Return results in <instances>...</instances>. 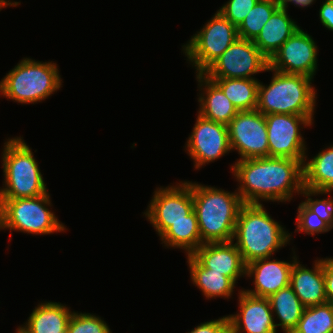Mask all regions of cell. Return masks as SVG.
Here are the masks:
<instances>
[{"label":"cell","instance_id":"obj_1","mask_svg":"<svg viewBox=\"0 0 333 333\" xmlns=\"http://www.w3.org/2000/svg\"><path fill=\"white\" fill-rule=\"evenodd\" d=\"M303 163L267 156L238 160L231 171L240 184L237 192L244 203L287 202L294 197L293 193L299 195L304 189Z\"/></svg>","mask_w":333,"mask_h":333},{"label":"cell","instance_id":"obj_2","mask_svg":"<svg viewBox=\"0 0 333 333\" xmlns=\"http://www.w3.org/2000/svg\"><path fill=\"white\" fill-rule=\"evenodd\" d=\"M186 182L192 189L202 244L231 242L240 208L244 204L237 190L230 193L221 188Z\"/></svg>","mask_w":333,"mask_h":333},{"label":"cell","instance_id":"obj_3","mask_svg":"<svg viewBox=\"0 0 333 333\" xmlns=\"http://www.w3.org/2000/svg\"><path fill=\"white\" fill-rule=\"evenodd\" d=\"M290 233L272 219L263 204L244 203L240 208L233 240L245 264L273 256L286 246Z\"/></svg>","mask_w":333,"mask_h":333},{"label":"cell","instance_id":"obj_4","mask_svg":"<svg viewBox=\"0 0 333 333\" xmlns=\"http://www.w3.org/2000/svg\"><path fill=\"white\" fill-rule=\"evenodd\" d=\"M273 72L269 85L259 82L257 110L264 115L293 114L314 116L317 92L313 78L302 74H285L268 67Z\"/></svg>","mask_w":333,"mask_h":333},{"label":"cell","instance_id":"obj_5","mask_svg":"<svg viewBox=\"0 0 333 333\" xmlns=\"http://www.w3.org/2000/svg\"><path fill=\"white\" fill-rule=\"evenodd\" d=\"M58 69L54 62L23 58L1 79L0 96L21 104L41 102L62 87Z\"/></svg>","mask_w":333,"mask_h":333},{"label":"cell","instance_id":"obj_6","mask_svg":"<svg viewBox=\"0 0 333 333\" xmlns=\"http://www.w3.org/2000/svg\"><path fill=\"white\" fill-rule=\"evenodd\" d=\"M23 137L7 139L2 153L4 186L0 199L33 198L48 193L33 152Z\"/></svg>","mask_w":333,"mask_h":333},{"label":"cell","instance_id":"obj_7","mask_svg":"<svg viewBox=\"0 0 333 333\" xmlns=\"http://www.w3.org/2000/svg\"><path fill=\"white\" fill-rule=\"evenodd\" d=\"M48 206H52L49 193L33 198L0 199V229L33 235L65 232L66 226Z\"/></svg>","mask_w":333,"mask_h":333},{"label":"cell","instance_id":"obj_8","mask_svg":"<svg viewBox=\"0 0 333 333\" xmlns=\"http://www.w3.org/2000/svg\"><path fill=\"white\" fill-rule=\"evenodd\" d=\"M238 38L237 27L218 10L182 48L196 73L203 74Z\"/></svg>","mask_w":333,"mask_h":333},{"label":"cell","instance_id":"obj_9","mask_svg":"<svg viewBox=\"0 0 333 333\" xmlns=\"http://www.w3.org/2000/svg\"><path fill=\"white\" fill-rule=\"evenodd\" d=\"M265 120L270 157L308 159L300 130L313 124V116L269 114L265 115Z\"/></svg>","mask_w":333,"mask_h":333},{"label":"cell","instance_id":"obj_10","mask_svg":"<svg viewBox=\"0 0 333 333\" xmlns=\"http://www.w3.org/2000/svg\"><path fill=\"white\" fill-rule=\"evenodd\" d=\"M178 184L156 188L144 212L159 236L173 223L190 220V213L194 211L191 186L186 181Z\"/></svg>","mask_w":333,"mask_h":333},{"label":"cell","instance_id":"obj_11","mask_svg":"<svg viewBox=\"0 0 333 333\" xmlns=\"http://www.w3.org/2000/svg\"><path fill=\"white\" fill-rule=\"evenodd\" d=\"M268 67L269 60L252 40L238 38L203 74L208 78L256 79L254 74Z\"/></svg>","mask_w":333,"mask_h":333},{"label":"cell","instance_id":"obj_12","mask_svg":"<svg viewBox=\"0 0 333 333\" xmlns=\"http://www.w3.org/2000/svg\"><path fill=\"white\" fill-rule=\"evenodd\" d=\"M227 127L231 151H238L239 160L269 156L267 125L260 111H238Z\"/></svg>","mask_w":333,"mask_h":333},{"label":"cell","instance_id":"obj_13","mask_svg":"<svg viewBox=\"0 0 333 333\" xmlns=\"http://www.w3.org/2000/svg\"><path fill=\"white\" fill-rule=\"evenodd\" d=\"M185 149L190 159L194 160V168L198 170L206 163L221 158L231 151L227 125L198 114Z\"/></svg>","mask_w":333,"mask_h":333},{"label":"cell","instance_id":"obj_14","mask_svg":"<svg viewBox=\"0 0 333 333\" xmlns=\"http://www.w3.org/2000/svg\"><path fill=\"white\" fill-rule=\"evenodd\" d=\"M317 49L313 37L299 28L269 59V68L285 74H302L314 78Z\"/></svg>","mask_w":333,"mask_h":333},{"label":"cell","instance_id":"obj_15","mask_svg":"<svg viewBox=\"0 0 333 333\" xmlns=\"http://www.w3.org/2000/svg\"><path fill=\"white\" fill-rule=\"evenodd\" d=\"M238 292L239 313L228 315L230 333H277L268 298Z\"/></svg>","mask_w":333,"mask_h":333},{"label":"cell","instance_id":"obj_16","mask_svg":"<svg viewBox=\"0 0 333 333\" xmlns=\"http://www.w3.org/2000/svg\"><path fill=\"white\" fill-rule=\"evenodd\" d=\"M292 262L270 257L258 259L246 265L247 277L253 276L254 289L244 291L256 297L268 298L282 288L290 285V273L297 256L294 254Z\"/></svg>","mask_w":333,"mask_h":333},{"label":"cell","instance_id":"obj_17","mask_svg":"<svg viewBox=\"0 0 333 333\" xmlns=\"http://www.w3.org/2000/svg\"><path fill=\"white\" fill-rule=\"evenodd\" d=\"M192 255L211 272L221 273L235 283L246 276V264L234 241L204 243Z\"/></svg>","mask_w":333,"mask_h":333},{"label":"cell","instance_id":"obj_18","mask_svg":"<svg viewBox=\"0 0 333 333\" xmlns=\"http://www.w3.org/2000/svg\"><path fill=\"white\" fill-rule=\"evenodd\" d=\"M314 263L313 269H309L296 259L290 273V286L305 307L327 302L323 259Z\"/></svg>","mask_w":333,"mask_h":333},{"label":"cell","instance_id":"obj_19","mask_svg":"<svg viewBox=\"0 0 333 333\" xmlns=\"http://www.w3.org/2000/svg\"><path fill=\"white\" fill-rule=\"evenodd\" d=\"M196 79L199 91L204 92L199 94L198 114L208 120L228 125L238 110L213 80L204 74H196Z\"/></svg>","mask_w":333,"mask_h":333},{"label":"cell","instance_id":"obj_20","mask_svg":"<svg viewBox=\"0 0 333 333\" xmlns=\"http://www.w3.org/2000/svg\"><path fill=\"white\" fill-rule=\"evenodd\" d=\"M287 12L280 6L253 40L268 60L300 28Z\"/></svg>","mask_w":333,"mask_h":333},{"label":"cell","instance_id":"obj_21","mask_svg":"<svg viewBox=\"0 0 333 333\" xmlns=\"http://www.w3.org/2000/svg\"><path fill=\"white\" fill-rule=\"evenodd\" d=\"M72 313L65 304L45 301L38 304L24 323L25 325L18 328L23 333H67Z\"/></svg>","mask_w":333,"mask_h":333},{"label":"cell","instance_id":"obj_22","mask_svg":"<svg viewBox=\"0 0 333 333\" xmlns=\"http://www.w3.org/2000/svg\"><path fill=\"white\" fill-rule=\"evenodd\" d=\"M187 262L194 286H197L207 299L231 297L236 287V283L231 278L221 273L211 272V269L205 268L192 254L187 255Z\"/></svg>","mask_w":333,"mask_h":333},{"label":"cell","instance_id":"obj_23","mask_svg":"<svg viewBox=\"0 0 333 333\" xmlns=\"http://www.w3.org/2000/svg\"><path fill=\"white\" fill-rule=\"evenodd\" d=\"M268 300L273 315L279 319V323H275L276 328L280 326L283 333H292L305 309L294 290L288 285L269 296Z\"/></svg>","mask_w":333,"mask_h":333},{"label":"cell","instance_id":"obj_24","mask_svg":"<svg viewBox=\"0 0 333 333\" xmlns=\"http://www.w3.org/2000/svg\"><path fill=\"white\" fill-rule=\"evenodd\" d=\"M304 187L333 192V145L303 163Z\"/></svg>","mask_w":333,"mask_h":333},{"label":"cell","instance_id":"obj_25","mask_svg":"<svg viewBox=\"0 0 333 333\" xmlns=\"http://www.w3.org/2000/svg\"><path fill=\"white\" fill-rule=\"evenodd\" d=\"M165 247L180 248L186 255L193 254L201 245L196 212L190 213V220H180L173 223L161 236Z\"/></svg>","mask_w":333,"mask_h":333},{"label":"cell","instance_id":"obj_26","mask_svg":"<svg viewBox=\"0 0 333 333\" xmlns=\"http://www.w3.org/2000/svg\"><path fill=\"white\" fill-rule=\"evenodd\" d=\"M224 92L238 111L254 110L257 108L258 85L257 79L242 78H209Z\"/></svg>","mask_w":333,"mask_h":333},{"label":"cell","instance_id":"obj_27","mask_svg":"<svg viewBox=\"0 0 333 333\" xmlns=\"http://www.w3.org/2000/svg\"><path fill=\"white\" fill-rule=\"evenodd\" d=\"M292 333H333V304L305 307Z\"/></svg>","mask_w":333,"mask_h":333},{"label":"cell","instance_id":"obj_28","mask_svg":"<svg viewBox=\"0 0 333 333\" xmlns=\"http://www.w3.org/2000/svg\"><path fill=\"white\" fill-rule=\"evenodd\" d=\"M279 7V0H258L237 27L239 38L253 41Z\"/></svg>","mask_w":333,"mask_h":333},{"label":"cell","instance_id":"obj_29","mask_svg":"<svg viewBox=\"0 0 333 333\" xmlns=\"http://www.w3.org/2000/svg\"><path fill=\"white\" fill-rule=\"evenodd\" d=\"M67 333H112L106 322L90 313L73 311L67 326Z\"/></svg>","mask_w":333,"mask_h":333},{"label":"cell","instance_id":"obj_30","mask_svg":"<svg viewBox=\"0 0 333 333\" xmlns=\"http://www.w3.org/2000/svg\"><path fill=\"white\" fill-rule=\"evenodd\" d=\"M295 224L297 225L295 232H304L311 236L325 233L332 229L326 221L320 219L316 213L312 212L303 201L298 206Z\"/></svg>","mask_w":333,"mask_h":333},{"label":"cell","instance_id":"obj_31","mask_svg":"<svg viewBox=\"0 0 333 333\" xmlns=\"http://www.w3.org/2000/svg\"><path fill=\"white\" fill-rule=\"evenodd\" d=\"M330 194L332 191H317L305 188L300 193L307 199L303 202L312 212L316 213L320 219L326 221L333 228V197L328 199H314L310 196H317L320 194Z\"/></svg>","mask_w":333,"mask_h":333},{"label":"cell","instance_id":"obj_32","mask_svg":"<svg viewBox=\"0 0 333 333\" xmlns=\"http://www.w3.org/2000/svg\"><path fill=\"white\" fill-rule=\"evenodd\" d=\"M258 0H228L219 9L220 13L238 27Z\"/></svg>","mask_w":333,"mask_h":333},{"label":"cell","instance_id":"obj_33","mask_svg":"<svg viewBox=\"0 0 333 333\" xmlns=\"http://www.w3.org/2000/svg\"><path fill=\"white\" fill-rule=\"evenodd\" d=\"M188 333H230V321L228 315L201 323Z\"/></svg>","mask_w":333,"mask_h":333},{"label":"cell","instance_id":"obj_34","mask_svg":"<svg viewBox=\"0 0 333 333\" xmlns=\"http://www.w3.org/2000/svg\"><path fill=\"white\" fill-rule=\"evenodd\" d=\"M324 279L326 288V299L333 304V258L323 259Z\"/></svg>","mask_w":333,"mask_h":333},{"label":"cell","instance_id":"obj_35","mask_svg":"<svg viewBox=\"0 0 333 333\" xmlns=\"http://www.w3.org/2000/svg\"><path fill=\"white\" fill-rule=\"evenodd\" d=\"M319 19L324 27L333 31V0H325L319 10Z\"/></svg>","mask_w":333,"mask_h":333},{"label":"cell","instance_id":"obj_36","mask_svg":"<svg viewBox=\"0 0 333 333\" xmlns=\"http://www.w3.org/2000/svg\"><path fill=\"white\" fill-rule=\"evenodd\" d=\"M314 1L315 0H279V3L282 8L287 9L289 2L303 8V7H309L311 4L314 3Z\"/></svg>","mask_w":333,"mask_h":333},{"label":"cell","instance_id":"obj_37","mask_svg":"<svg viewBox=\"0 0 333 333\" xmlns=\"http://www.w3.org/2000/svg\"><path fill=\"white\" fill-rule=\"evenodd\" d=\"M19 4H21L20 2H11L10 0H0V11H1V9L3 8V7H8V6H17V5H19Z\"/></svg>","mask_w":333,"mask_h":333},{"label":"cell","instance_id":"obj_38","mask_svg":"<svg viewBox=\"0 0 333 333\" xmlns=\"http://www.w3.org/2000/svg\"><path fill=\"white\" fill-rule=\"evenodd\" d=\"M16 333H23L19 328H17Z\"/></svg>","mask_w":333,"mask_h":333}]
</instances>
